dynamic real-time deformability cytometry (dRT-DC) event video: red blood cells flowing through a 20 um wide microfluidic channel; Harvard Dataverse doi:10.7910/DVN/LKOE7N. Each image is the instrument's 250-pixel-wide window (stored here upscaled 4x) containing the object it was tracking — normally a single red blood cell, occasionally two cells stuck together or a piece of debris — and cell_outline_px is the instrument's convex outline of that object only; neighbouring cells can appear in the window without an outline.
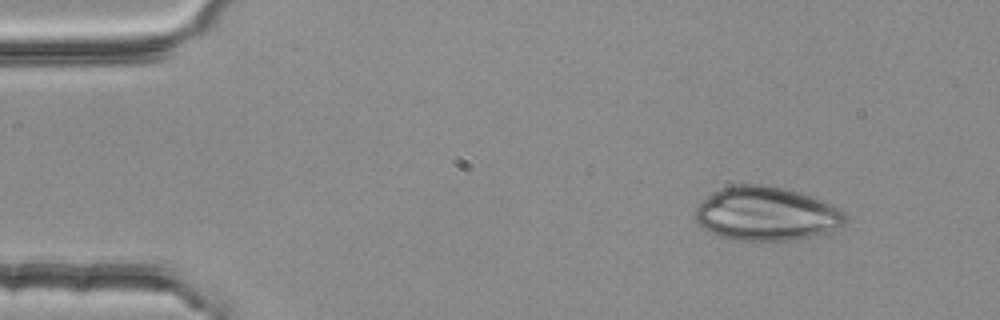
{"species": "common noctule bat (a hibernating species)", "species_latin": "Nyctalus noctula", "temperature_condition": "room temperature", "stored_images_in_passage": 3, "camera_frame_rate_fps": 3000, "um_per_image_px": 0.085, "animal": {"sex": "female", "body_mass_g": 25.1}, "frame": {"image": 1, "passage_image": 1, "time_ms": 0.0, "image_size_px": [1000, 320], "cell_outline_px": [[844, 224], [836, 228], [812, 236], [788, 240], [736, 240], [720, 236], [708, 232], [692, 216], [696, 208], [712, 192], [720, 188], [736, 184], [764, 184], [784, 188], [800, 192], [832, 204], [840, 208], [844, 212]], "centroid_in_image_um": [65.1, 18.15], "position_along_channel_um": 19.9, "area_um2": 46.88}}